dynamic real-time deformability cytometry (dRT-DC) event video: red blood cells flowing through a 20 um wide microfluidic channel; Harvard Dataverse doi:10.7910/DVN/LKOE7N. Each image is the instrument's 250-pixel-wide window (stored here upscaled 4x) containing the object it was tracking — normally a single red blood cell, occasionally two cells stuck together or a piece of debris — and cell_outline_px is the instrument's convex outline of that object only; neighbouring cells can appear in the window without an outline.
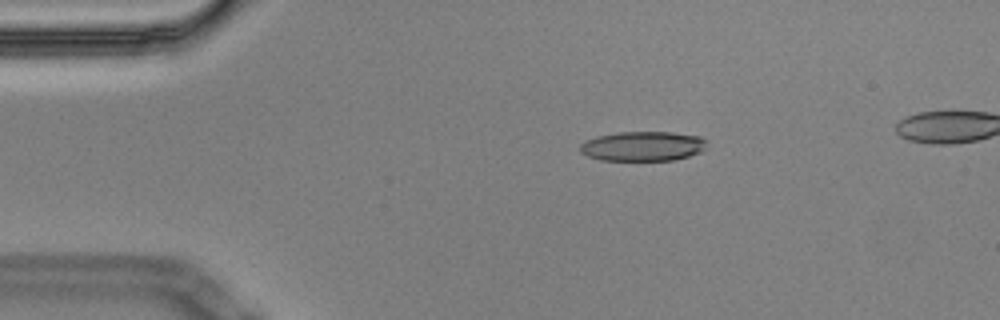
{"species": "Egyptian fruit bat (a non-hibernating species)", "species_latin": "Rousettus aegyptiacus", "temperature_condition": "cold", "stored_images_in_passage": 7, "camera_frame_rate_fps": 3000, "um_per_image_px": 0.085, "animal": {"sex": "male"}, "frame": {"image": 1, "passage_image": 3, "time_ms": 0.667, "image_size_px": [1000, 320], "cell_outline_px": [[708, 140], [704, 148], [700, 152], [688, 156], [672, 160], [600, 160], [588, 156], [580, 152], [580, 144], [584, 140], [596, 136], [620, 132], [672, 132], [700, 136]], "centroid_in_image_um": [54.62, 12.42], "position_along_channel_um": 30.4, "area_um2": 21.96}}
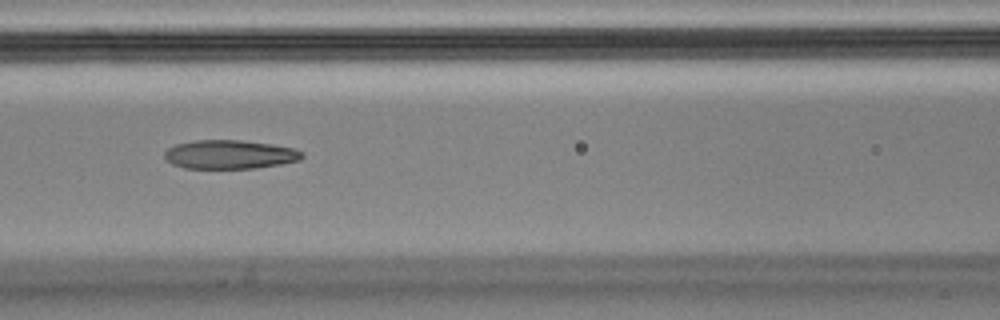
{"frame": {"image": 2, "passage_image": 7, "time_ms": 2.0, "image_size_px": [1000, 320], "cell_outline_px": [[304, 156], [300, 160], [280, 164], [256, 168], [184, 168], [172, 164], [164, 156], [164, 152], [168, 148], [176, 144], [192, 140], [244, 140], [272, 144], [296, 148], [304, 152]], "centroid_in_image_um": [19.56, 13.12], "position_along_channel_um": 147.0, "area_um2": 23.29}}